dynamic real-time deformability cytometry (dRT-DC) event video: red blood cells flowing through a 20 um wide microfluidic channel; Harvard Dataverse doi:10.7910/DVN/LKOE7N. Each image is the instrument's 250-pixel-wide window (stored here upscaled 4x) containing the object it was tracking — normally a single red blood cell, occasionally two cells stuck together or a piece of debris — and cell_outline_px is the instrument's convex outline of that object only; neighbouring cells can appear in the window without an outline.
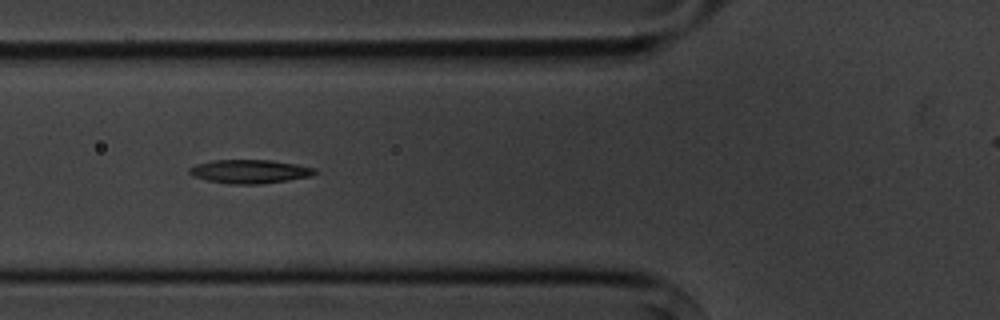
{"species": "common noctule bat (a hibernating species)", "species_latin": "Nyctalus noctula", "temperature_condition": "cold", "stored_images_in_passage": 6, "camera_frame_rate_fps": 3000, "um_per_image_px": 0.085, "animal": {"sex": "male", "body_mass_g": 20.1, "forearm_length_mm": 53.5}, "frame": {"image": 1, "passage_image": 5, "time_ms": 4.667, "image_size_px": [1000, 320], "cell_outline_px": [[320, 172], [312, 176], [260, 184], [232, 184], [208, 180], [192, 176], [188, 172], [188, 168], [196, 164], [212, 160], [272, 160], [296, 164], [316, 168]], "centroid_in_image_um": [21.25, 14.57], "position_along_channel_um": 104.6, "area_um2": 17.4}}
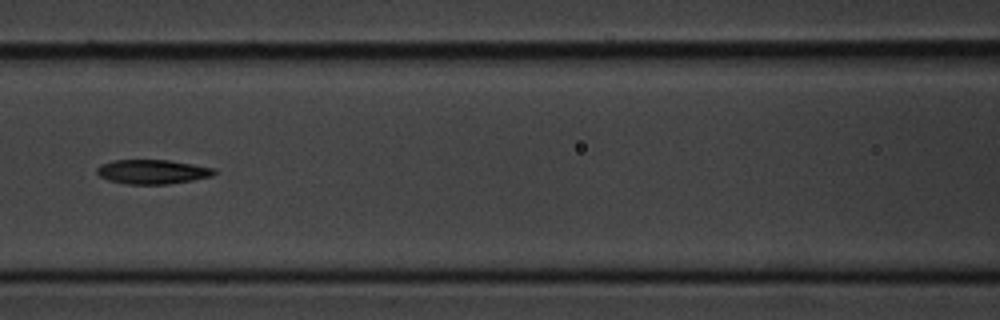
{"frame": {"image": 2, "passage_image": 6, "time_ms": 6.0, "image_size_px": [1000, 320], "cell_outline_px": [[216, 172], [212, 176], [192, 180], [168, 184], [128, 184], [108, 180], [100, 176], [96, 172], [96, 168], [100, 164], [112, 160], [168, 160], [216, 168]], "centroid_in_image_um": [12.94, 14.59], "position_along_channel_um": 153.7, "area_um2": 16.65}}